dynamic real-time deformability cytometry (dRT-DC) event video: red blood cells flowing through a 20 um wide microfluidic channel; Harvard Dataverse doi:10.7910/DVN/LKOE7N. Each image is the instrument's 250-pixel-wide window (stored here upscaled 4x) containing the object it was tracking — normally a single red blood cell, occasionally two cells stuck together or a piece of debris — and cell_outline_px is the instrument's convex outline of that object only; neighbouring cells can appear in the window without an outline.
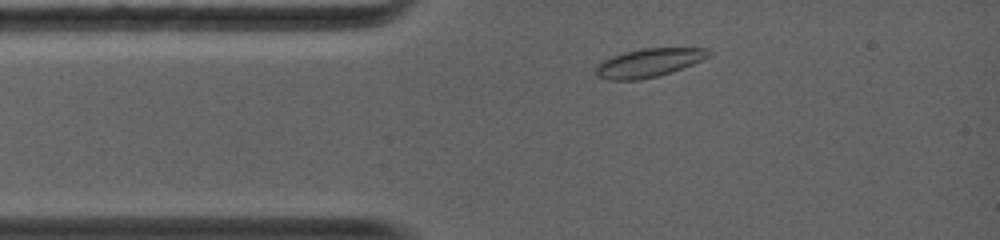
{"species": "common noctule bat (a hibernating species)", "species_latin": "Nyctalus noctula", "temperature_condition": "warm", "stored_images_in_passage": 45, "camera_frame_rate_fps": 5000, "um_per_image_px": 0.085, "animal": {"sex": "female", "body_mass_g": 19.0, "forearm_length_mm": 56.7}, "frame": {"image": 1, "passage_image": 4, "time_ms": 0.8, "image_size_px": [1000, 240], "cell_outline_px": [[712, 52], [708, 56], [692, 64], [672, 72], [640, 80], [608, 80], [596, 76], [596, 68], [604, 60], [612, 56], [624, 52], [644, 48], [708, 48]], "centroid_in_image_um": [55.14, 5.34], "position_along_channel_um": 29.9, "area_um2": 18.55}}
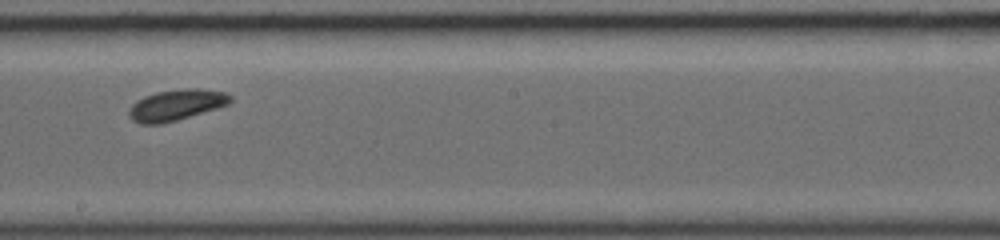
{"frame": {"image": 2, "passage_image": 23, "time_ms": 6.0, "image_size_px": [1000, 240], "cell_outline_px": [[232, 100], [228, 104], [216, 108], [176, 120], [160, 124], [140, 124], [132, 120], [128, 116], [128, 112], [132, 104], [136, 100], [144, 96], [156, 92], [184, 88], [196, 88], [228, 92], [232, 96]], "centroid_in_image_um": [14.96, 8.91], "position_along_channel_um": 233.2, "area_um2": 18.32}}
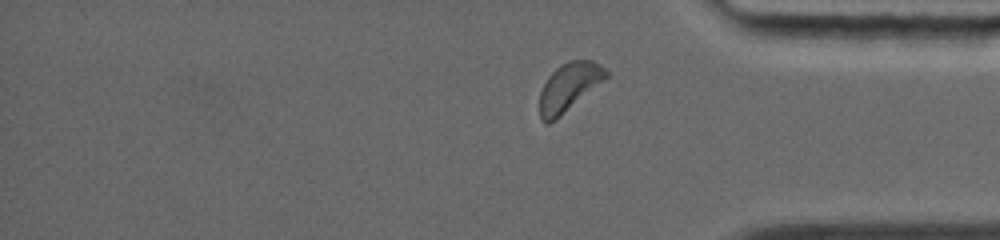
{"frame": {"image": 3, "passage_image": 40, "time_ms": 9.8, "image_size_px": [1000, 240], "cell_outline_px": [[608, 76], [604, 80], [556, 120], [548, 124], [544, 124], [540, 120], [540, 92], [548, 76], [560, 64], [568, 60], [592, 60], [604, 68], [608, 72]], "centroid_in_image_um": [48.33, 7.41], "position_along_channel_um": 386.9, "area_um2": 18.61}, "authors_computed_cell_mechanics": {"area_um2": 17.8602, "velocity_mm_per_s": 4.2255, "shape_relaxation_time_tau1_ms": 2.6053, "shape_relaxation_time_tau2_ms": null, "deformation_change_tau1": 0.1104, "deformation_change_tau2": null}}